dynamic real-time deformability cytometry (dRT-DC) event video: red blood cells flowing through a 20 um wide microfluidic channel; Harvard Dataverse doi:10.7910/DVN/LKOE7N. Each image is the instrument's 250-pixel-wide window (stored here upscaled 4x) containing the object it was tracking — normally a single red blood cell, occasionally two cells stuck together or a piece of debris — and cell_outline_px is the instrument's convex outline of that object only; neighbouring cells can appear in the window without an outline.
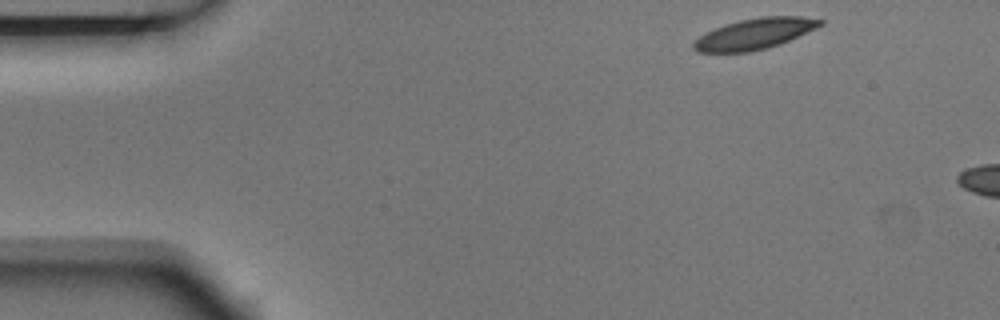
{"species": "Egyptian fruit bat (a non-hibernating species)", "species_latin": "Rousettus aegyptiacus", "temperature_condition": "room temperature", "stored_images_in_passage": 3, "camera_frame_rate_fps": 3000, "um_per_image_px": 0.085, "animal": {"sex": "male"}, "frame": {"image": 1, "passage_image": 1, "time_ms": 0.0, "image_size_px": [1000, 320], "cell_outline_px": [[824, 24], [780, 44], [768, 48], [748, 52], [696, 52], [692, 48], [692, 44], [700, 36], [724, 24], [740, 20], [760, 16], [800, 16], [824, 20]], "centroid_in_image_um": [64.14, 2.87], "position_along_channel_um": 20.9, "area_um2": 22.6}}